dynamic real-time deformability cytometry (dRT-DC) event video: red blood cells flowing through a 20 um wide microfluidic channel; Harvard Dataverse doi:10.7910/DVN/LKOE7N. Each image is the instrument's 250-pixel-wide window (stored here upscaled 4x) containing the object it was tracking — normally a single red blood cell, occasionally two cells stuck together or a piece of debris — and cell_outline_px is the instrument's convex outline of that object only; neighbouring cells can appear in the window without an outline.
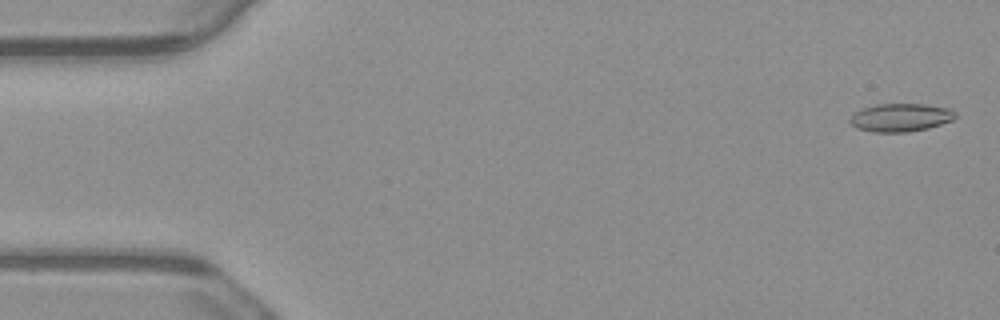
{"species": "common noctule bat (a hibernating species)", "species_latin": "Nyctalus noctula", "temperature_condition": "warm", "stored_images_in_passage": 6, "camera_frame_rate_fps": 3000, "um_per_image_px": 0.085, "animal": {"sex": "male", "body_mass_g": 23.1, "forearm_length_mm": 52.7}, "frame": {"image": 1, "passage_image": 1, "time_ms": 0.0, "image_size_px": [1000, 320], "cell_outline_px": [[956, 116], [952, 120], [928, 128], [908, 132], [872, 132], [856, 128], [848, 120], [856, 112], [864, 108], [876, 104], [924, 104], [952, 108], [956, 112]], "centroid_in_image_um": [76.58, 9.99], "position_along_channel_um": 8.4, "area_um2": 17.28}}
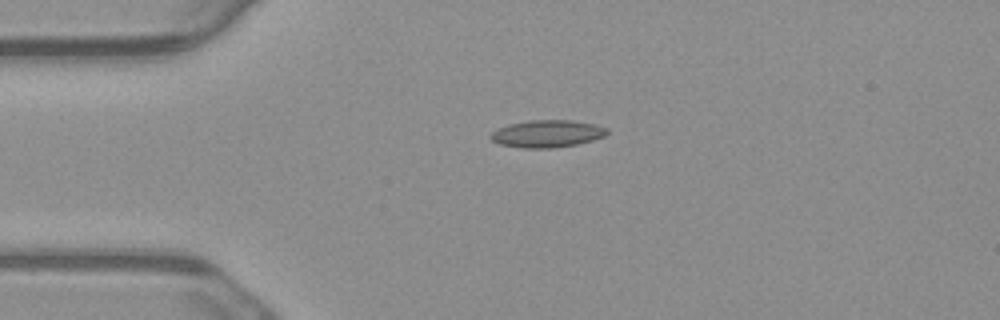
{"frame": {"image": 2, "passage_image": 4, "time_ms": 1.0, "image_size_px": [1000, 320], "cell_outline_px": [[608, 132], [604, 136], [592, 140], [576, 144], [548, 148], [520, 148], [500, 144], [492, 140], [488, 136], [492, 132], [508, 124], [528, 120], [572, 120], [596, 124], [608, 128]], "centroid_in_image_um": [46.5, 11.35], "position_along_channel_um": 38.5, "area_um2": 18.5}}
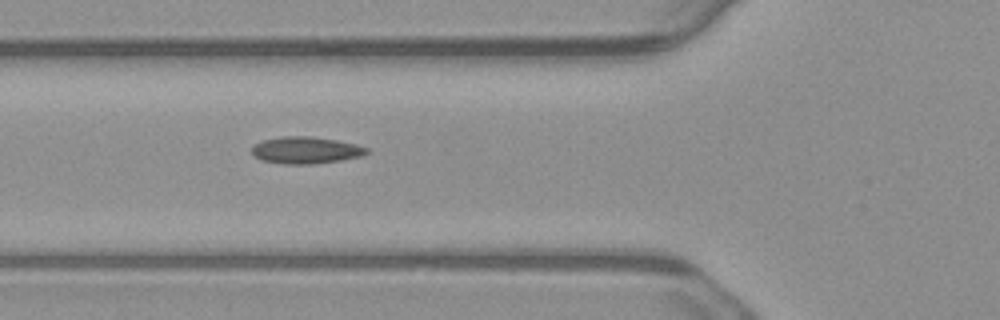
{"frame": {"image": 3, "passage_image": 6, "time_ms": 1.667, "image_size_px": [1000, 320], "cell_outline_px": [[368, 152], [364, 156], [340, 160], [312, 164], [284, 164], [260, 160], [252, 156], [252, 144], [264, 140], [280, 136], [312, 136], [336, 140], [356, 144], [368, 148]], "centroid_in_image_um": [25.96, 12.76], "position_along_channel_um": 99.8, "area_um2": 18.21}}